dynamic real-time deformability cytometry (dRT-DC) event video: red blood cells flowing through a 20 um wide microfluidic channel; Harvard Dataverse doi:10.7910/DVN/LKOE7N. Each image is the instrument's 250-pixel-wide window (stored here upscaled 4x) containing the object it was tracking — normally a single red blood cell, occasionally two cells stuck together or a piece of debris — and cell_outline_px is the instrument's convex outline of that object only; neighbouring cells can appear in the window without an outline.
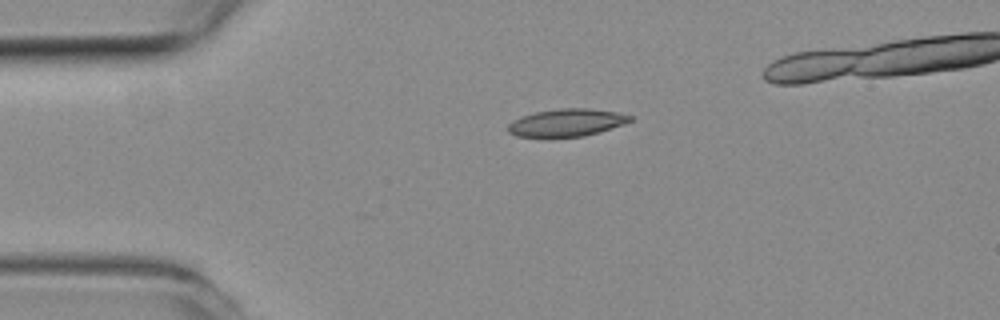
{"species": "common noctule bat (a hibernating species)", "species_latin": "Nyctalus noctula", "temperature_condition": "room temperature", "stored_images_in_passage": 33, "camera_frame_rate_fps": 3000, "um_per_image_px": 0.085, "animal": {"sex": "female", "body_mass_g": 19.3, "forearm_length_mm": 54.1}, "frame": {"image": 1, "passage_image": 1, "time_ms": 0.0, "image_size_px": [1000, 320], "cell_outline_px": [[636, 116], [632, 120], [624, 124], [584, 136], [516, 136], [508, 132], [508, 124], [512, 120], [520, 116], [536, 112], [560, 108], [588, 108], [616, 112]], "centroid_in_image_um": [48.18, 10.4], "position_along_channel_um": 36.8, "area_um2": 19.42}}
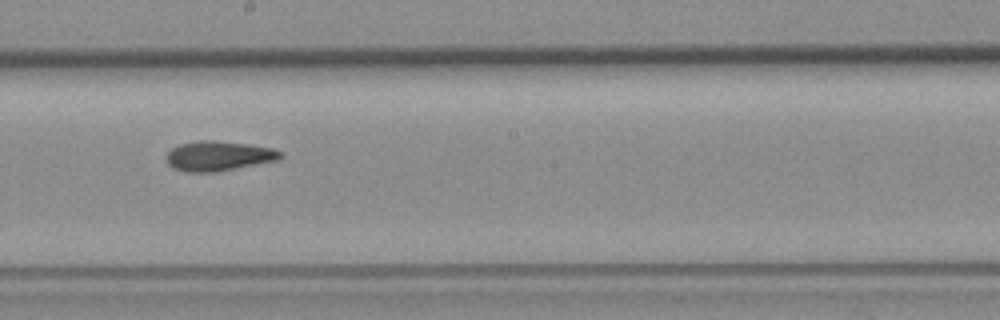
{"frame": {"image": 2, "passage_image": 18, "time_ms": 5.667, "image_size_px": [1000, 320], "cell_outline_px": [[284, 156], [276, 160], [216, 172], [184, 172], [172, 168], [168, 164], [164, 156], [172, 148], [180, 144], [200, 140], [212, 140], [248, 144], [272, 148], [280, 152]], "centroid_in_image_um": [18.51, 13.26], "position_along_channel_um": 229.7, "area_um2": 19.77}}
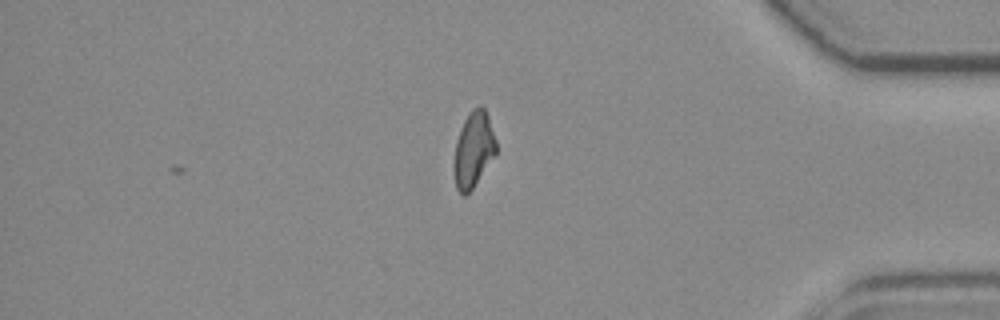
{"frame": {"image": 3, "passage_image": 33, "time_ms": 10.667, "image_size_px": [1000, 320], "cell_outline_px": [[496, 152], [472, 188], [464, 196], [456, 188], [452, 164], [456, 140], [460, 128], [464, 120], [472, 108], [480, 104], [484, 108], [488, 116], [496, 140]], "centroid_in_image_um": [40.21, 12.68], "position_along_channel_um": 395.0, "area_um2": 18.5}, "authors_computed_cell_mechanics": {"area_um2": 19.2474, "velocity_mm_per_s": 3.9674, "shape_relaxation_time_tau1_ms": 5.0245, "shape_relaxation_time_tau2_ms": 2.7027, "deformation_change_tau1": 0.1564, "deformation_change_tau2": 0.0926}}